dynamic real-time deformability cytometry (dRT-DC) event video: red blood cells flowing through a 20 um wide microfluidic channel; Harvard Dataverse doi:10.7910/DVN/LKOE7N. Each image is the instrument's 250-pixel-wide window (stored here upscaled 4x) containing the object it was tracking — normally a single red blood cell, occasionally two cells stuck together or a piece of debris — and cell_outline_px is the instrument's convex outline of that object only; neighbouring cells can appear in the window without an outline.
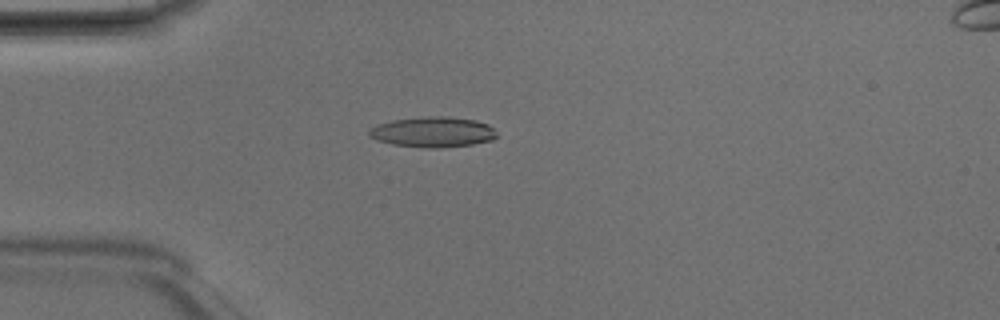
{"species": "Egyptian fruit bat (a non-hibernating species)", "species_latin": "Rousettus aegyptiacus", "temperature_condition": "room temperature", "stored_images_in_passage": 46, "camera_frame_rate_fps": 3000, "um_per_image_px": 0.085, "animal": {"sex": "male"}, "frame": {"image": 1, "passage_image": 11, "time_ms": 3.333, "image_size_px": [1000, 320], "cell_outline_px": [[496, 136], [492, 140], [472, 144], [440, 148], [428, 148], [392, 144], [376, 140], [368, 136], [368, 132], [372, 128], [380, 124], [392, 120], [428, 116], [448, 116], [476, 120], [488, 124], [496, 132]], "centroid_in_image_um": [36.8, 11.22], "position_along_channel_um": 48.2, "area_um2": 22.54}}
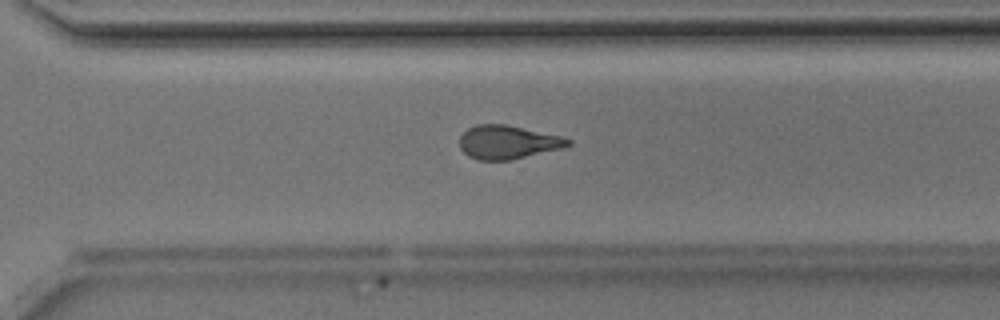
{"frame": {"image": 2, "passage_image": 32, "time_ms": 10.333, "image_size_px": [1000, 320], "cell_outline_px": [[572, 144], [568, 148], [512, 160], [476, 160], [468, 156], [460, 148], [460, 136], [468, 128], [476, 124], [504, 124], [560, 136], [572, 140]], "centroid_in_image_um": [43.2, 12.11], "position_along_channel_um": 327.4, "area_um2": 21.5}}
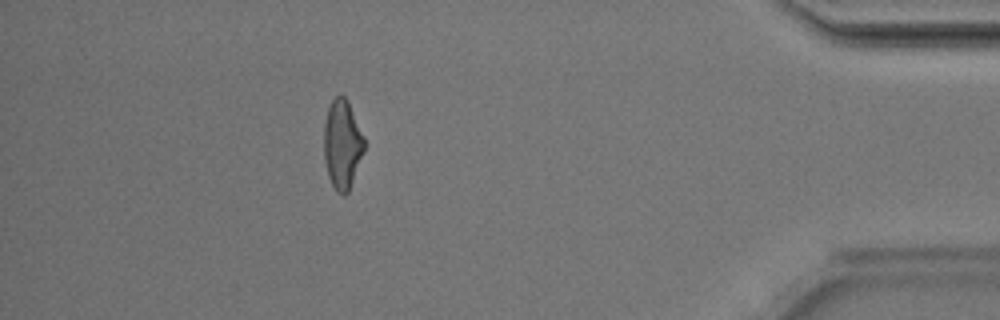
{"frame": {"image": 3, "passage_image": 41, "time_ms": 13.333, "image_size_px": [1000, 320], "cell_outline_px": [[364, 152], [348, 192], [344, 196], [336, 192], [328, 176], [324, 160], [324, 124], [328, 108], [332, 100], [336, 96], [344, 96], [348, 100], [364, 136]], "centroid_in_image_um": [29.09, 12.28], "position_along_channel_um": 406.1, "area_um2": 20.98}, "authors_computed_cell_mechanics": {"area_um2": 21.5594, "velocity_mm_per_s": 4.2122, "shape_relaxation_time_tau1_ms": 4.4491, "shape_relaxation_time_tau2_ms": 2.5755, "deformation_change_tau1": 0.1655, "deformation_change_tau2": 0.1173}}